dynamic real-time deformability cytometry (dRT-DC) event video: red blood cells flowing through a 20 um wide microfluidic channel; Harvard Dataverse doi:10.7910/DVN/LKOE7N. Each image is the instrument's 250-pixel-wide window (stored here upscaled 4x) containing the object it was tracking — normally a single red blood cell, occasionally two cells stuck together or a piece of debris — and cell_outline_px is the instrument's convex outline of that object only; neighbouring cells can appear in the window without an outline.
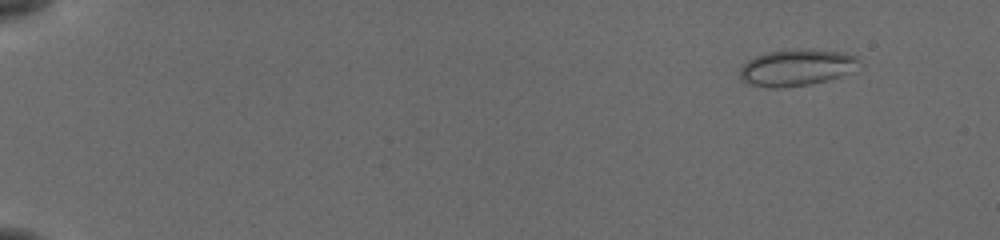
{"species": "common noctule bat (a hibernating species)", "species_latin": "Nyctalus noctula", "temperature_condition": "cold", "stored_images_in_passage": 9, "camera_frame_rate_fps": 3000, "um_per_image_px": 0.085, "animal": {"sex": "female", "body_mass_g": 19.5, "forearm_length_mm": 54.1}, "frame": {"image": 1, "passage_image": 1, "time_ms": 0.0, "image_size_px": [1000, 240], "cell_outline_px": [[860, 60], [856, 72], [812, 84], [784, 88], [768, 88], [748, 84], [740, 80], [740, 68], [748, 60], [756, 56], [768, 52], [796, 48], [812, 48], [848, 52], [856, 56]], "centroid_in_image_um": [67.77, 5.73], "position_along_channel_um": 17.2, "area_um2": 26.24}}
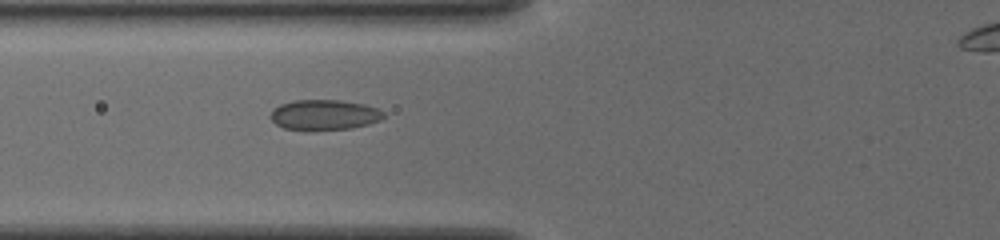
{"frame": {"image": 2, "passage_image": 9, "time_ms": 2.667, "image_size_px": [1000, 240], "cell_outline_px": [[384, 116], [380, 120], [368, 124], [352, 128], [308, 132], [284, 128], [276, 124], [268, 116], [272, 108], [280, 104], [292, 100], [340, 100], [364, 104], [376, 108], [384, 112]], "centroid_in_image_um": [27.5, 9.78], "position_along_channel_um": 98.3, "area_um2": 20.52}}